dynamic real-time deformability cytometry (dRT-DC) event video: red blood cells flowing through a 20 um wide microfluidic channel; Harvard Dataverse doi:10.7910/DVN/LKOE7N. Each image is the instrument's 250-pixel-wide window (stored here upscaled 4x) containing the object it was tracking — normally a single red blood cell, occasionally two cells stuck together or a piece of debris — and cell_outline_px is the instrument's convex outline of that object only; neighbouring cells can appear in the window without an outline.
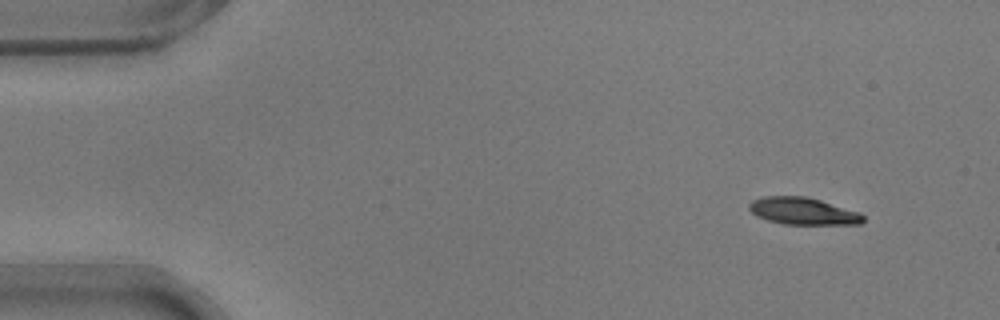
{"species": "common noctule bat (a hibernating species)", "species_latin": "Nyctalus noctula", "temperature_condition": "warm", "stored_images_in_passage": 50, "camera_frame_rate_fps": 3000, "um_per_image_px": 0.085, "animal": {"sex": "male", "body_mass_g": 17.9}, "frame": {"image": 1, "passage_image": 1, "time_ms": 0.0, "image_size_px": [1000, 320], "cell_outline_px": [[864, 220], [860, 224], [784, 224], [768, 220], [756, 216], [748, 208], [748, 204], [752, 200], [764, 196], [804, 196], [820, 200], [860, 212], [864, 216]], "centroid_in_image_um": [68.24, 17.94], "position_along_channel_um": 16.8, "area_um2": 17.98}}
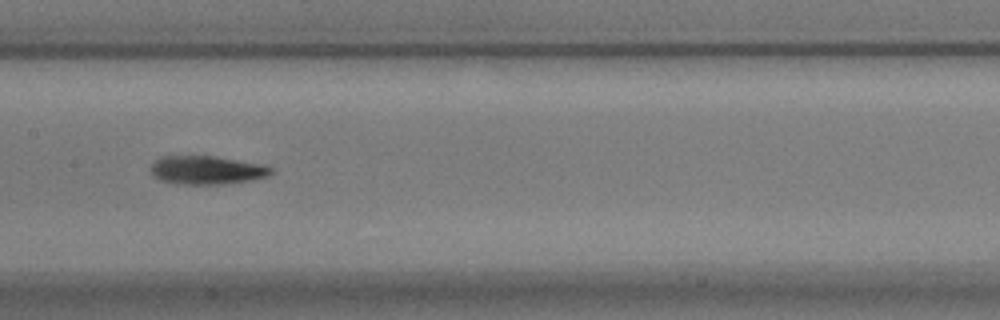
{"frame": {"image": 2, "passage_image": 23, "time_ms": 7.333, "image_size_px": [1000, 320], "cell_outline_px": [[272, 172], [268, 176], [252, 180], [220, 184], [176, 184], [160, 180], [152, 176], [152, 164], [156, 160], [164, 156], [216, 156], [260, 164], [272, 168]], "centroid_in_image_um": [17.56, 14.46], "position_along_channel_um": 189.8, "area_um2": 19.83}}
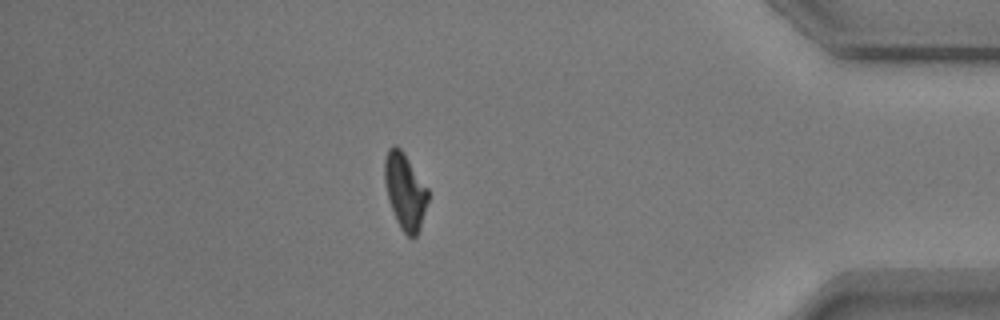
{"frame": {"image": 3, "passage_image": 43, "time_ms": 14.0, "image_size_px": [1000, 320], "cell_outline_px": [[428, 200], [420, 228], [416, 236], [408, 236], [400, 228], [396, 220], [388, 200], [384, 180], [384, 160], [388, 148], [392, 144], [396, 144], [404, 152], [428, 188]], "centroid_in_image_um": [34.41, 16.21], "position_along_channel_um": 400.8, "area_um2": 19.36}, "authors_computed_cell_mechanics": {"area_um2": 19.6231, "velocity_mm_per_s": 3.7419, "shape_relaxation_time_tau1_ms": 4.4022, "shape_relaxation_time_tau2_ms": null, "deformation_change_tau1": 0.1735, "deformation_change_tau2": null}}